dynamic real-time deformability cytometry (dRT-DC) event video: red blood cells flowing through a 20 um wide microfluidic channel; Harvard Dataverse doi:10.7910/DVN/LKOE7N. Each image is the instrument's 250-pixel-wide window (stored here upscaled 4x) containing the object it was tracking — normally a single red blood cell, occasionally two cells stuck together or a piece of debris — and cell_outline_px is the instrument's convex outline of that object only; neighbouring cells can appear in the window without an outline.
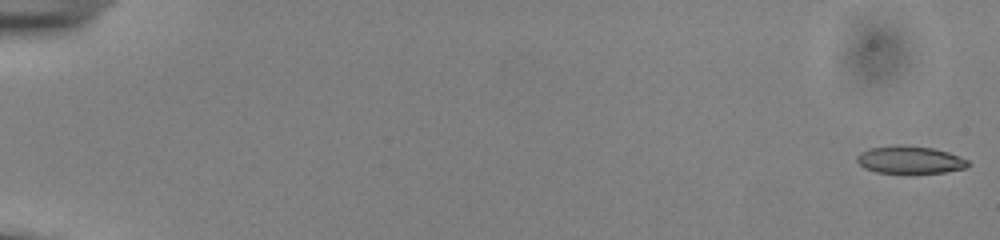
{"species": "common noctule bat (a hibernating species)", "species_latin": "Nyctalus noctula", "temperature_condition": "cold", "stored_images_in_passage": 51, "camera_frame_rate_fps": 3000, "um_per_image_px": 0.085, "animal": {"sex": "male", "body_mass_g": 13.0, "forearm_length_mm": 53.1}, "frame": {"image": 1, "passage_image": 1, "time_ms": 0.0, "image_size_px": [1000, 240], "cell_outline_px": [[972, 164], [968, 168], [944, 172], [876, 172], [864, 168], [856, 160], [856, 156], [860, 152], [872, 148], [900, 144], [932, 148], [948, 152], [960, 156], [968, 160]], "centroid_in_image_um": [77.38, 13.57], "position_along_channel_um": 7.6, "area_um2": 17.74}}
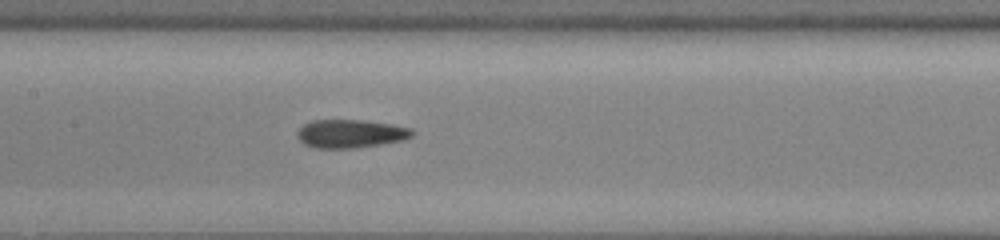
{"frame": {"image": 2, "passage_image": 28, "time_ms": 9.0, "image_size_px": [1000, 240], "cell_outline_px": [[416, 132], [412, 136], [404, 140], [356, 148], [316, 148], [304, 144], [296, 136], [296, 132], [304, 124], [312, 120], [364, 120], [392, 124], [412, 128]], "centroid_in_image_um": [29.82, 11.36], "position_along_channel_um": 177.6, "area_um2": 19.13}}
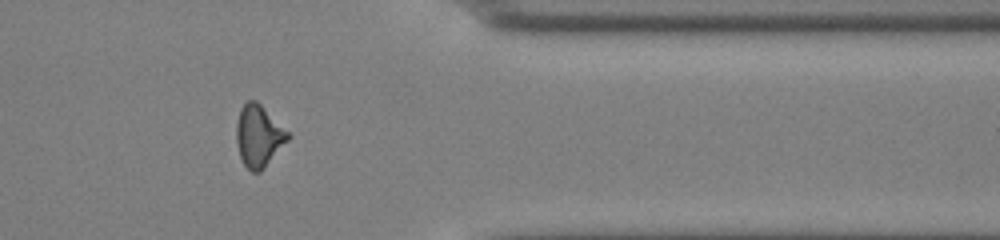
{"frame": {"image": 3, "passage_image": 45, "time_ms": 14.667, "image_size_px": [1000, 240], "cell_outline_px": [[292, 136], [264, 168], [260, 172], [252, 172], [244, 164], [240, 156], [236, 140], [236, 124], [240, 108], [248, 100], [256, 100]], "centroid_in_image_um": [21.98, 11.56], "position_along_channel_um": 389.4, "area_um2": 18.38}}